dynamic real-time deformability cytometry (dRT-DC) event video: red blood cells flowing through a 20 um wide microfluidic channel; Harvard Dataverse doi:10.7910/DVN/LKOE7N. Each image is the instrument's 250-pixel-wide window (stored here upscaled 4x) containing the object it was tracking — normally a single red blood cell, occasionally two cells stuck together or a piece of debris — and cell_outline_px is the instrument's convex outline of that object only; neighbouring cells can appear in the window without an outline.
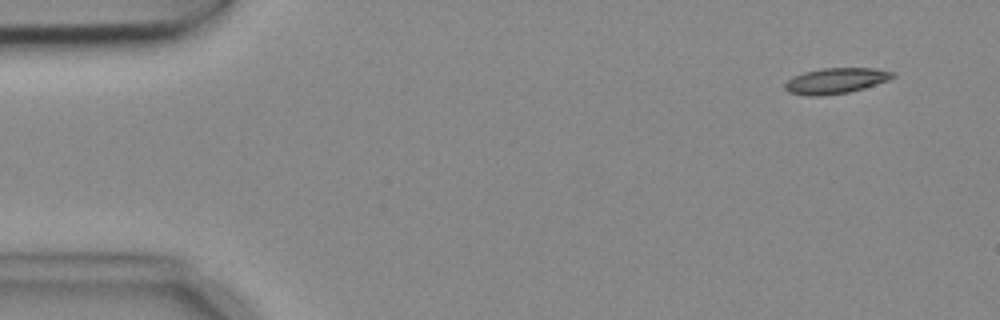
{"species": "common noctule bat (a hibernating species)", "species_latin": "Nyctalus noctula", "temperature_condition": "cold", "stored_images_in_passage": 4, "camera_frame_rate_fps": 3000, "um_per_image_px": 0.085, "animal": {"sex": "female", "body_mass_g": 18.4}, "frame": {"image": 1, "passage_image": 1, "time_ms": 0.0, "image_size_px": [1000, 320], "cell_outline_px": [[896, 76], [888, 80], [864, 88], [848, 92], [820, 96], [808, 96], [788, 92], [784, 88], [784, 84], [792, 76], [804, 72], [820, 68], [872, 68], [896, 72]], "centroid_in_image_um": [71.02, 6.86], "position_along_channel_um": 14.0, "area_um2": 16.18}}
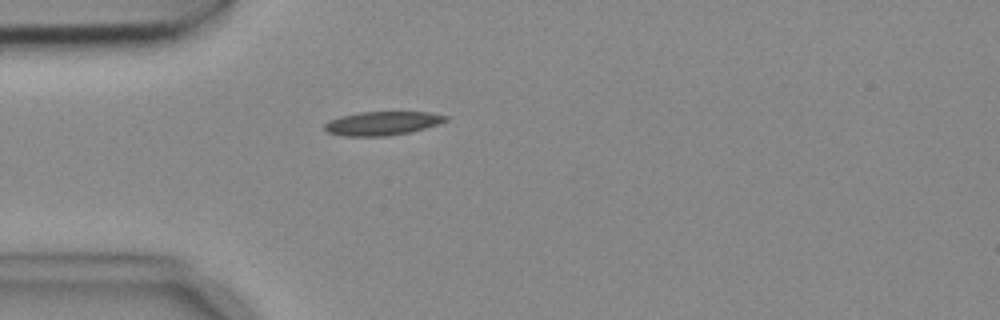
{"frame": {"image": 2, "passage_image": 4, "time_ms": 1.0, "image_size_px": [1000, 320], "cell_outline_px": [[448, 120], [412, 132], [388, 136], [344, 136], [328, 132], [324, 128], [324, 124], [328, 120], [340, 116], [360, 112], [428, 112], [448, 116]], "centroid_in_image_um": [32.47, 10.48], "position_along_channel_um": 52.5, "area_um2": 16.76}}